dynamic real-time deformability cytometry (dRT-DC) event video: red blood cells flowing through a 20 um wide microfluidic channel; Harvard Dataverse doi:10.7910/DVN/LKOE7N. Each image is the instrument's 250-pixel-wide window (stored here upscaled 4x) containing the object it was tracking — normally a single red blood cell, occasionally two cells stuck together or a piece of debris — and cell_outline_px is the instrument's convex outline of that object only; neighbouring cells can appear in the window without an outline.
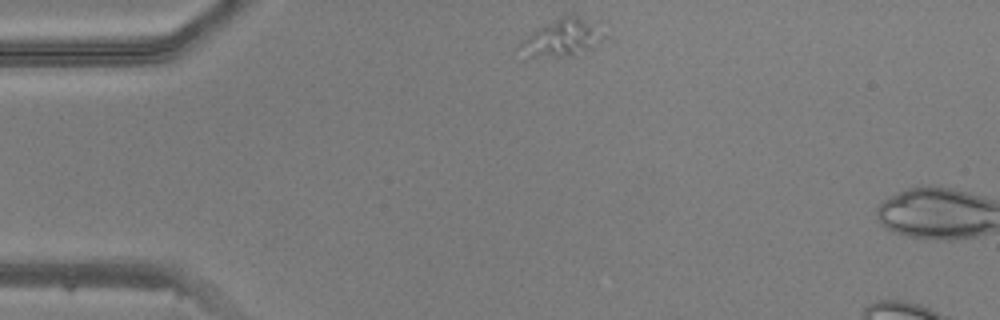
{"species": "common noctule bat (a hibernating species)", "species_latin": "Nyctalus noctula", "temperature_condition": "warm", "stored_images_in_passage": 3, "camera_frame_rate_fps": 3000, "um_per_image_px": 0.085, "animal": {"sex": "male", "body_mass_g": 20.5, "forearm_length_mm": 52.5}, "frame": {"image": 1, "passage_image": 1, "time_ms": 0.0, "image_size_px": [1000, 320], "cell_outline_px": [[596, 36], [588, 48], [572, 56], [524, 60], [516, 48], [532, 32], [564, 12], [572, 12], [580, 16], [588, 24]], "centroid_in_image_um": [47.43, 3.26], "position_along_channel_um": 37.6, "area_um2": 17.57}}